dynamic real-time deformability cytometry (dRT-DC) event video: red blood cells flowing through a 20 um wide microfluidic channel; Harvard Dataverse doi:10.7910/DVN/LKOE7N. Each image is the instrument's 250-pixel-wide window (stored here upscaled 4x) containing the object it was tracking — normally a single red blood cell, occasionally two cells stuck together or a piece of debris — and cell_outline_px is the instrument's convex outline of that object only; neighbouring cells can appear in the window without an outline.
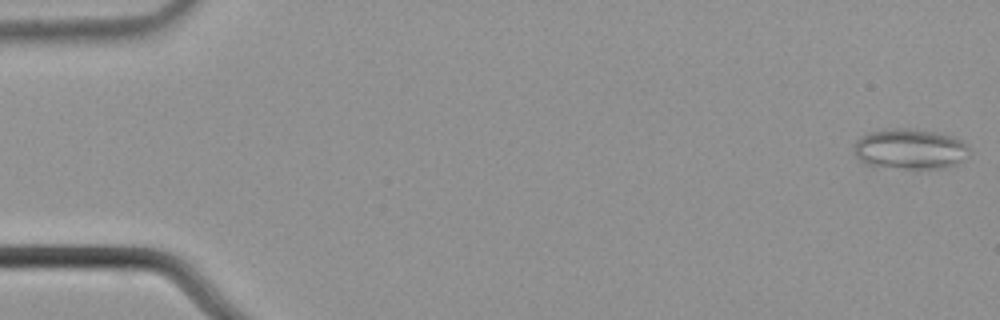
{"species": "common noctule bat (a hibernating species)", "species_latin": "Nyctalus noctula", "temperature_condition": "cold", "stored_images_in_passage": 19, "camera_frame_rate_fps": 3000, "um_per_image_px": 0.085, "animal": {"sex": "male", "body_mass_g": 21.5, "forearm_length_mm": 52.0}, "frame": {"image": 1, "passage_image": 1, "time_ms": 0.0, "image_size_px": [1000, 320], "cell_outline_px": [[968, 156], [956, 164], [948, 168], [904, 168], [864, 164], [856, 156], [856, 140], [868, 132], [884, 128], [912, 128], [952, 136], [960, 140], [968, 148]], "centroid_in_image_um": [77.34, 12.65], "position_along_channel_um": 7.7, "area_um2": 26.93}}